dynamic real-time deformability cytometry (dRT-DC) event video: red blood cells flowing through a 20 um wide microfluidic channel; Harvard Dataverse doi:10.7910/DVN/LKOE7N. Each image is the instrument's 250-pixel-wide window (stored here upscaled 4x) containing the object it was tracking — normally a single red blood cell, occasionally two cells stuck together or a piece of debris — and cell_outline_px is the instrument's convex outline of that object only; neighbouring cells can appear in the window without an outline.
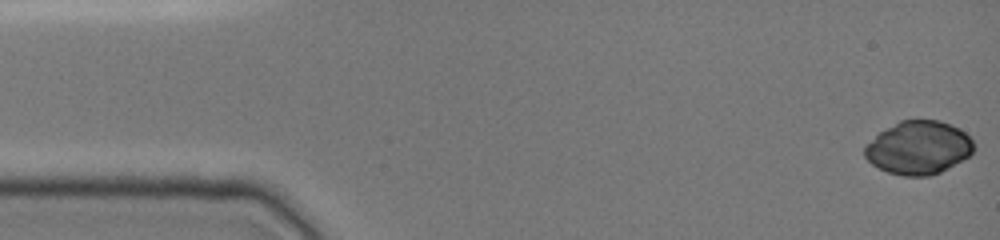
{"species": "common noctule bat (a hibernating species)", "species_latin": "Nyctalus noctula", "temperature_condition": "cold", "stored_images_in_passage": 47, "camera_frame_rate_fps": 3000, "um_per_image_px": 0.085, "animal": {"sex": "female", "body_mass_g": 19.0, "forearm_length_mm": 51.5}, "frame": {"image": 1, "passage_image": 1, "time_ms": 0.0, "image_size_px": [1000, 240], "cell_outline_px": [[972, 152], [968, 156], [940, 172], [932, 176], [904, 176], [888, 172], [872, 164], [864, 156], [864, 148], [880, 132], [900, 120], [940, 120], [960, 128], [972, 140]], "centroid_in_image_um": [78.07, 12.55], "position_along_channel_um": 6.9, "area_um2": 33.47}}